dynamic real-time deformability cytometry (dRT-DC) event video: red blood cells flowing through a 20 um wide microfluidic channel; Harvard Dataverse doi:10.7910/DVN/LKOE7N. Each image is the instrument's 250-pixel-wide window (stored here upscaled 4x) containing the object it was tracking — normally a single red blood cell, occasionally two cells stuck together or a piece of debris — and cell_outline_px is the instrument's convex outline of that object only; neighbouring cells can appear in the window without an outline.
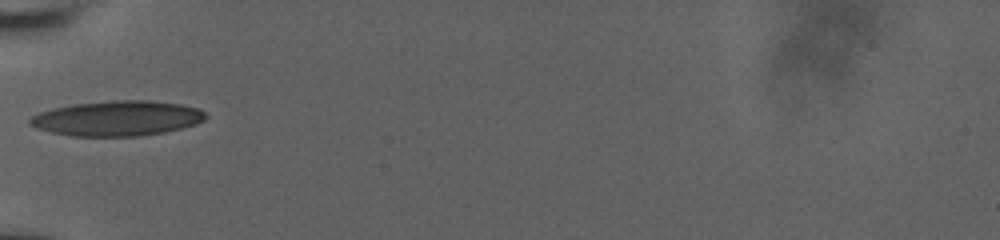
{"species": "human", "species_latin": "Homo sapiens", "temperature_condition": "room temperature", "stored_images_in_passage": 35, "camera_frame_rate_fps": 3000, "um_per_image_px": 0.085, "donor": {"sex": "male"}, "frame": {"image": 1, "passage_image": 1, "time_ms": 0.0, "image_size_px": [1000, 240], "cell_outline_px": [[208, 116], [204, 120], [196, 124], [164, 132], [136, 136], [72, 136], [52, 132], [36, 128], [28, 124], [28, 120], [32, 116], [40, 112], [72, 104], [112, 100], [148, 100], [180, 104], [200, 108]], "centroid_in_image_um": [9.97, 10.05], "position_along_channel_um": 75.0, "area_um2": 35.89}}
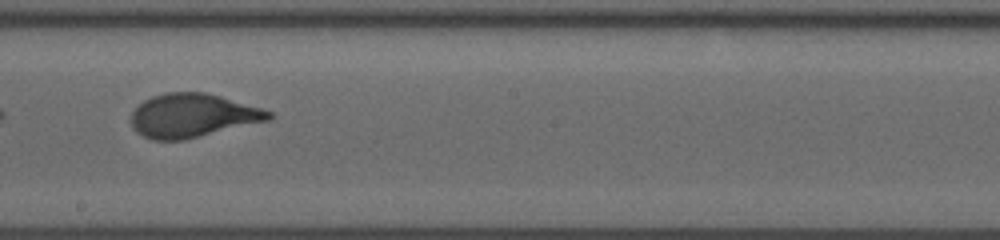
{"frame": {"image": 2, "passage_image": 13, "time_ms": 4.0, "image_size_px": [1000, 240], "cell_outline_px": [[272, 116], [268, 120], [184, 140], [152, 140], [136, 132], [132, 128], [132, 112], [144, 100], [152, 96], [164, 92], [204, 92], [220, 96], [260, 108], [272, 112]], "centroid_in_image_um": [16.32, 9.82], "position_along_channel_um": 231.9, "area_um2": 34.68}}
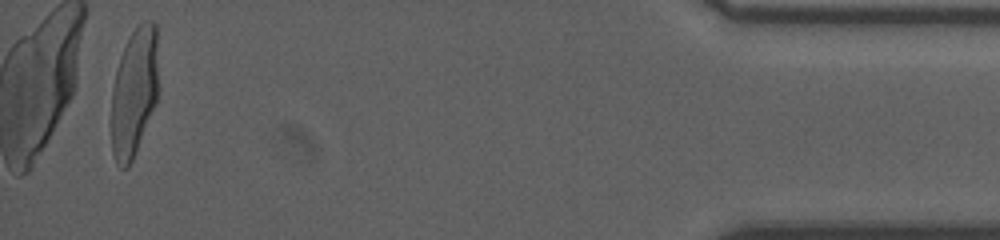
{"frame": {"image": 3, "passage_image": 33, "time_ms": 10.667, "image_size_px": [1000, 240], "cell_outline_px": [[156, 104], [132, 160], [128, 168], [120, 168], [116, 164], [112, 152], [112, 88], [116, 68], [120, 56], [132, 32], [144, 20], [152, 20], [156, 24]], "centroid_in_image_um": [11.38, 7.86], "position_along_channel_um": 423.8, "area_um2": 34.8}, "authors_computed_cell_mechanics": {"area_um2": 34.7956, "velocity_mm_per_s": 3.9363, "shape_relaxation_time_tau1_ms": 3.5202, "shape_relaxation_time_tau2_ms": null, "deformation_change_tau1": 0.1998, "deformation_change_tau2": null}}